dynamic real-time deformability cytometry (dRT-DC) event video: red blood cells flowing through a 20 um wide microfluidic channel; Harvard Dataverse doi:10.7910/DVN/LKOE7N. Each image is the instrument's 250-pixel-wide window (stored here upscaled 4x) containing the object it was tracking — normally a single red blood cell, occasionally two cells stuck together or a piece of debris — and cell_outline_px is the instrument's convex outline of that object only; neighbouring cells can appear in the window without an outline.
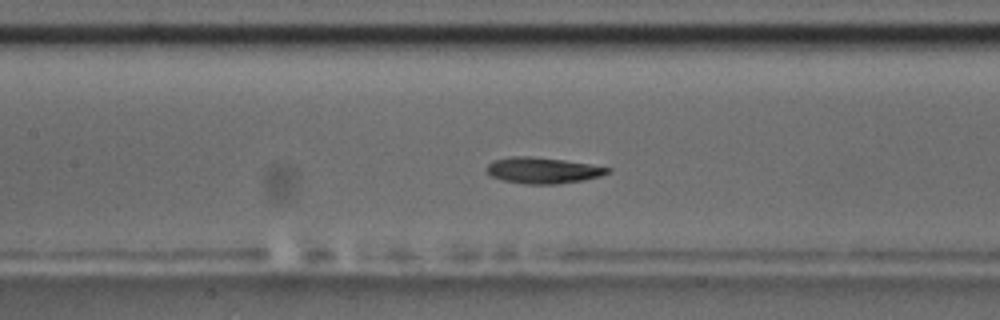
{"species": "common noctule bat (a hibernating species)", "species_latin": "Nyctalus noctula", "temperature_condition": "room temperature", "stored_images_in_passage": 56, "camera_frame_rate_fps": 3000, "um_per_image_px": 0.085, "animal": {"sex": "male", "body_mass_g": 17.5, "forearm_length_mm": 52.3}, "frame": {"image": 1, "passage_image": 25, "time_ms": 8.0, "image_size_px": [1000, 320], "cell_outline_px": [[612, 172], [600, 176], [584, 180], [556, 184], [524, 184], [504, 180], [492, 176], [488, 172], [488, 164], [492, 160], [512, 156], [528, 156], [564, 160], [612, 168]], "centroid_in_image_um": [46.17, 14.48], "position_along_channel_um": 161.2, "area_um2": 18.26}, "authors_computed_cell_mechanics": {"area_um2": 18.2937, "velocity_mm_per_s": 3.5865, "shape_relaxation_time_tau1_ms": 2.2654, "shape_relaxation_time_tau2_ms": 2.4646, "deformation_change_tau1": 0.1487, "deformation_change_tau2": 0.0849}}